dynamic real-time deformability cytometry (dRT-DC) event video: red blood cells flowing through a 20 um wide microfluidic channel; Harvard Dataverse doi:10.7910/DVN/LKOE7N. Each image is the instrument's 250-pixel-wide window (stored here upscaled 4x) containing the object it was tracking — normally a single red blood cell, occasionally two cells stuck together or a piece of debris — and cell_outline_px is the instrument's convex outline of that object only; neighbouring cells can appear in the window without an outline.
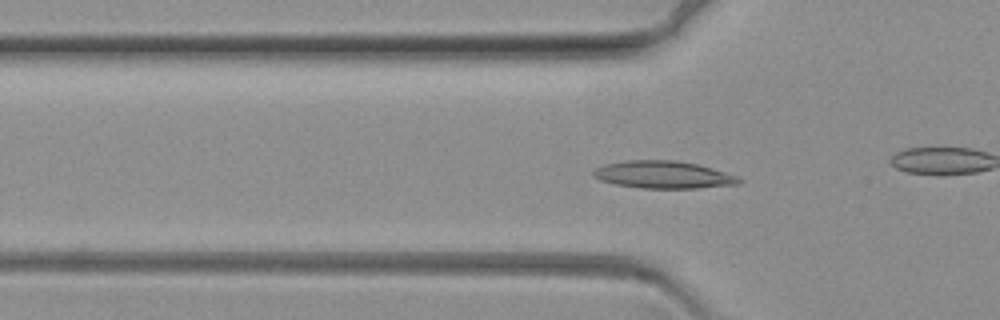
{"species": "common noctule bat (a hibernating species)", "species_latin": "Nyctalus noctula", "temperature_condition": "warm", "stored_images_in_passage": 68, "camera_frame_rate_fps": 3000, "um_per_image_px": 0.085, "animal": {"sex": "female", "body_mass_g": 19.3, "forearm_length_mm": 54.1}, "frame": {"image": 1, "passage_image": 20, "time_ms": 6.333, "image_size_px": [1000, 320], "cell_outline_px": [[744, 180], [740, 184], [696, 188], [640, 188], [616, 184], [600, 180], [592, 176], [592, 172], [596, 168], [604, 164], [624, 160], [676, 160], [700, 164], [736, 176]], "centroid_in_image_um": [56.38, 14.84], "position_along_channel_um": 69.4, "area_um2": 23.41}}
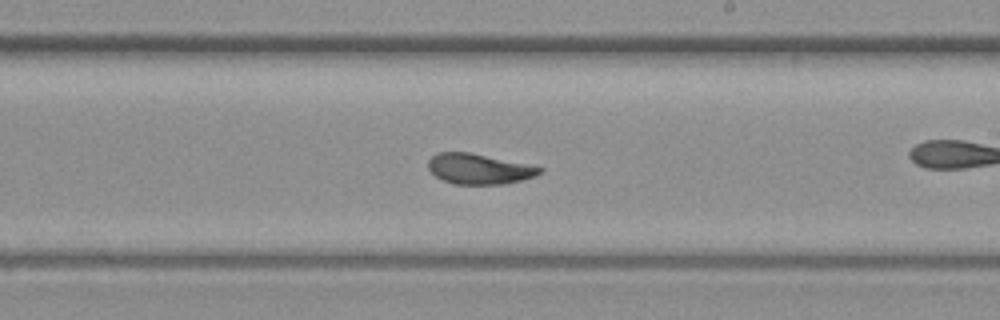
{"frame": {"image": 2, "passage_image": 38, "time_ms": 12.333, "image_size_px": [1000, 320], "cell_outline_px": [[544, 172], [536, 176], [504, 184], [452, 184], [436, 176], [428, 168], [428, 160], [436, 152], [468, 152], [528, 164], [544, 168]], "centroid_in_image_um": [40.73, 14.35], "position_along_channel_um": 248.3, "area_um2": 19.71}}
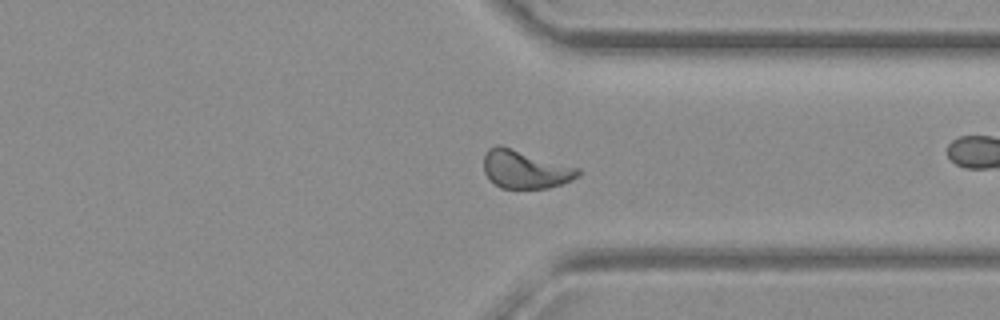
{"frame": {"image": 3, "passage_image": 50, "time_ms": 16.333, "image_size_px": [1000, 320], "cell_outline_px": [[580, 176], [572, 180], [548, 188], [500, 188], [488, 180], [484, 172], [484, 156], [488, 148], [496, 144], [500, 144], [580, 168]], "centroid_in_image_um": [44.62, 14.38], "position_along_channel_um": 366.8, "area_um2": 21.27}}